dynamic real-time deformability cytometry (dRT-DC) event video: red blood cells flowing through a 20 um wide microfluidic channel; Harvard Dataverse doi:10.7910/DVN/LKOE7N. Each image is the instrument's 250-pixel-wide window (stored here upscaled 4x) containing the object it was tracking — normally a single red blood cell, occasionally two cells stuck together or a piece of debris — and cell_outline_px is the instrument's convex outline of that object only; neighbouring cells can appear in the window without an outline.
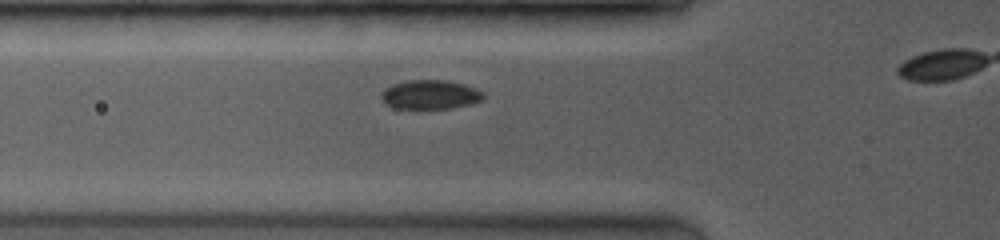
{"species": "common noctule bat (a hibernating species)", "species_latin": "Nyctalus noctula", "temperature_condition": "room temperature", "stored_images_in_passage": 7, "camera_frame_rate_fps": 3500, "um_per_image_px": 0.085, "animal": {"sex": "female", "body_mass_g": 19.0, "forearm_length_mm": 53.3}, "frame": {"image": 1, "passage_image": 3, "time_ms": 0.857, "image_size_px": [1000, 240], "cell_outline_px": [[484, 100], [472, 104], [452, 108], [396, 108], [388, 104], [380, 96], [380, 92], [384, 88], [392, 84], [408, 80], [448, 80], [464, 84], [484, 92]], "centroid_in_image_um": [36.6, 8.03], "position_along_channel_um": 89.2, "area_um2": 17.4}}